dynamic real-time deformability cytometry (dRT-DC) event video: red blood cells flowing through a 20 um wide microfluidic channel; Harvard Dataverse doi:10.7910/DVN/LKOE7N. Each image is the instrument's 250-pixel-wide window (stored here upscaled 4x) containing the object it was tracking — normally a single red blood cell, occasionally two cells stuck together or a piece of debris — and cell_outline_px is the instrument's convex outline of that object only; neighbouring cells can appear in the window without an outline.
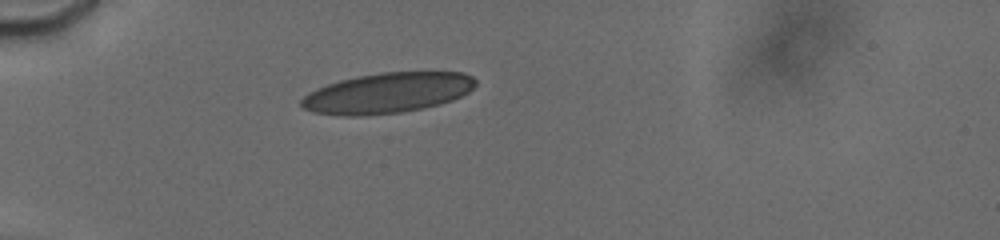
{"species": "human", "species_latin": "Homo sapiens", "temperature_condition": "cold", "stored_images_in_passage": 15, "camera_frame_rate_fps": 3000, "um_per_image_px": 0.085, "donor": {"sex": "male"}, "frame": {"image": 1, "passage_image": 1, "time_ms": 0.0, "image_size_px": [1000, 240], "cell_outline_px": [[476, 84], [468, 92], [452, 100], [420, 108], [400, 112], [356, 116], [344, 116], [312, 112], [304, 108], [300, 104], [300, 100], [308, 92], [316, 88], [340, 80], [356, 76], [380, 72], [464, 72], [472, 76], [476, 80]], "centroid_in_image_um": [32.89, 7.89], "position_along_channel_um": 52.1, "area_um2": 40.81}}
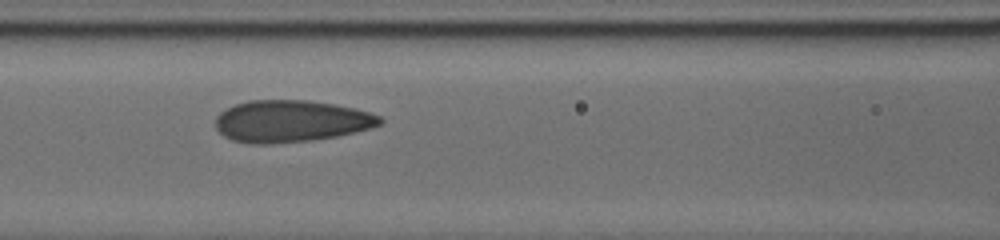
{"frame": {"image": 2, "passage_image": 8, "time_ms": 3.0, "image_size_px": [1000, 240], "cell_outline_px": [[384, 120], [380, 124], [368, 128], [336, 136], [312, 140], [268, 144], [248, 144], [232, 140], [224, 136], [216, 128], [216, 116], [220, 112], [236, 104], [248, 100], [308, 100], [332, 104], [352, 108], [368, 112], [380, 116]], "centroid_in_image_um": [24.68, 10.3], "position_along_channel_um": 141.9, "area_um2": 39.88}}
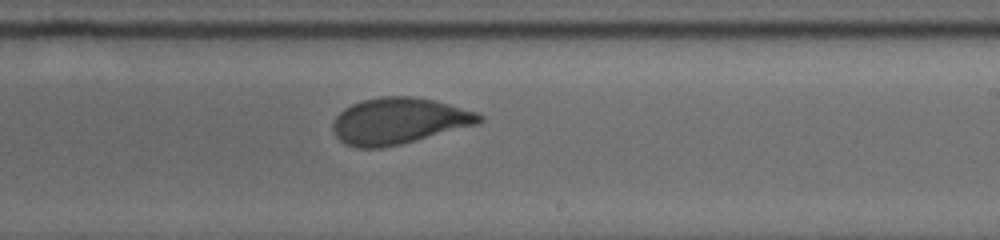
{"frame": {"image": 3, "passage_image": 15, "time_ms": 6.0, "image_size_px": [1000, 240], "cell_outline_px": [[484, 120], [476, 124], [400, 144], [380, 148], [356, 148], [344, 144], [336, 136], [332, 128], [332, 124], [336, 116], [344, 108], [360, 100], [380, 96], [412, 96], [432, 100], [448, 104], [476, 112], [484, 116]], "centroid_in_image_um": [33.84, 10.27], "position_along_channel_um": 255.2, "area_um2": 39.25}}